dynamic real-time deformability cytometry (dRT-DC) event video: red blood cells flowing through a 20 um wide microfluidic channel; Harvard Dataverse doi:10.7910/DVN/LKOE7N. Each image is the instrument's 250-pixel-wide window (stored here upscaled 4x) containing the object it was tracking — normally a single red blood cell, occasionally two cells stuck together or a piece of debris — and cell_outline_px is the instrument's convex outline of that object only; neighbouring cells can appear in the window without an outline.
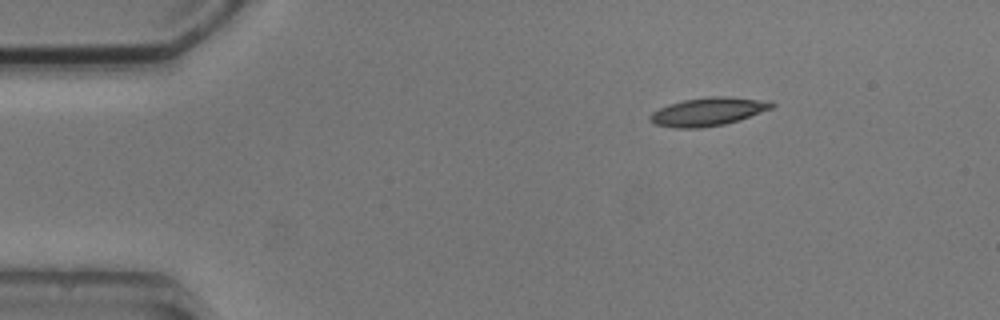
{"species": "common noctule bat (a hibernating species)", "species_latin": "Nyctalus noctula", "temperature_condition": "cold", "stored_images_in_passage": 3, "camera_frame_rate_fps": 3000, "um_per_image_px": 0.085, "animal": {"sex": "male", "body_mass_g": 20.5, "forearm_length_mm": 52.5}, "frame": {"image": 1, "passage_image": 1, "time_ms": 0.0, "image_size_px": [1000, 320], "cell_outline_px": [[776, 104], [772, 108], [724, 124], [700, 128], [672, 128], [656, 124], [648, 120], [648, 116], [652, 112], [668, 104], [684, 100], [708, 96], [728, 96], [756, 100]], "centroid_in_image_um": [60.07, 9.5], "position_along_channel_um": 24.9, "area_um2": 19.65}}